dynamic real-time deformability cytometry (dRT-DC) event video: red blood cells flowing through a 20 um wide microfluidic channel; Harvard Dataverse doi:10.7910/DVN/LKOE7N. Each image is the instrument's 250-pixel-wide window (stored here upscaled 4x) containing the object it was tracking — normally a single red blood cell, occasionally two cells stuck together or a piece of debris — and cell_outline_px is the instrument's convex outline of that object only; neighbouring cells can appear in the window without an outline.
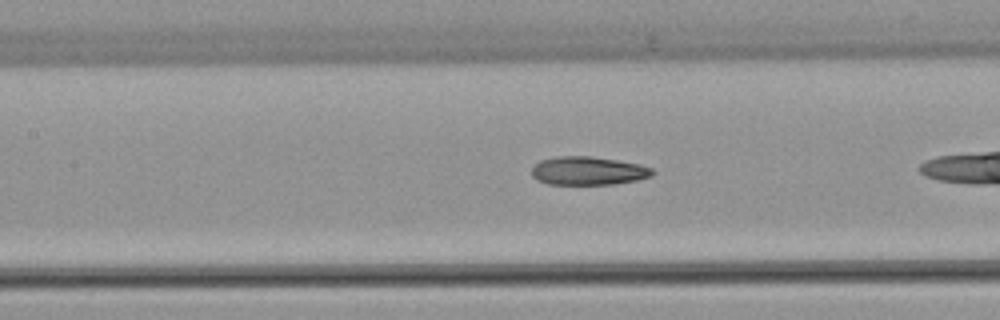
{"species": "common noctule bat (a hibernating species)", "species_latin": "Nyctalus noctula", "temperature_condition": "warm", "stored_images_in_passage": 25, "camera_frame_rate_fps": 3000, "um_per_image_px": 0.085, "animal": {"sex": "female", "body_mass_g": 22.7, "forearm_length_mm": 54.2}, "frame": {"image": 1, "passage_image": 8, "time_ms": 2.333, "image_size_px": [1000, 320], "cell_outline_px": [[656, 172], [652, 176], [636, 180], [612, 184], [548, 184], [536, 180], [532, 176], [532, 168], [540, 160], [556, 156], [592, 156], [640, 164], [652, 168]], "centroid_in_image_um": [49.99, 14.51], "position_along_channel_um": 157.4, "area_um2": 20.06}}
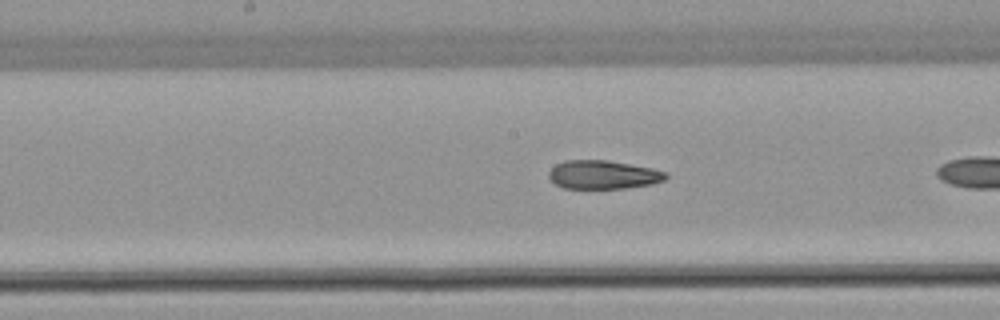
{"frame": {"image": 2, "passage_image": 11, "time_ms": 3.333, "image_size_px": [1000, 320], "cell_outline_px": [[668, 176], [664, 180], [652, 184], [624, 188], [564, 188], [556, 184], [548, 176], [548, 172], [556, 164], [564, 160], [608, 160], [652, 168], [668, 172]], "centroid_in_image_um": [51.28, 14.84], "position_along_channel_um": 196.9, "area_um2": 19.48}}